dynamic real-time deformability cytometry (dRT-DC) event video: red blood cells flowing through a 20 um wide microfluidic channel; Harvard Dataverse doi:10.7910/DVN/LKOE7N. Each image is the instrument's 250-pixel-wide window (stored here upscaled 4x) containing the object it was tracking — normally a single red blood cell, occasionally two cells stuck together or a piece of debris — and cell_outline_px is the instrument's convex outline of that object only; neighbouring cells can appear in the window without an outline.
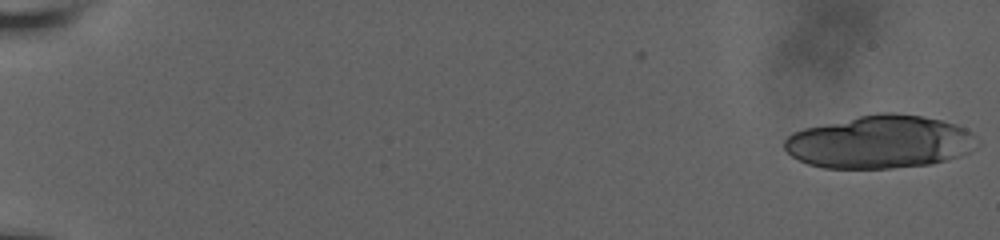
{"species": "human", "species_latin": "Homo sapiens", "temperature_condition": "room temperature", "stored_images_in_passage": 21, "camera_frame_rate_fps": 3000, "um_per_image_px": 0.085, "donor": {"sex": "male"}, "frame": {"image": 1, "passage_image": 1, "time_ms": 0.0, "image_size_px": [1000, 240], "cell_outline_px": [[980, 144], [968, 152], [948, 160], [932, 164], [892, 168], [824, 168], [808, 164], [792, 156], [784, 148], [784, 140], [792, 132], [804, 128], [876, 112], [896, 112], [920, 116], [940, 120], [956, 124], [972, 132], [976, 136]], "centroid_in_image_um": [74.82, 12.06], "position_along_channel_um": 10.2, "area_um2": 59.71}}